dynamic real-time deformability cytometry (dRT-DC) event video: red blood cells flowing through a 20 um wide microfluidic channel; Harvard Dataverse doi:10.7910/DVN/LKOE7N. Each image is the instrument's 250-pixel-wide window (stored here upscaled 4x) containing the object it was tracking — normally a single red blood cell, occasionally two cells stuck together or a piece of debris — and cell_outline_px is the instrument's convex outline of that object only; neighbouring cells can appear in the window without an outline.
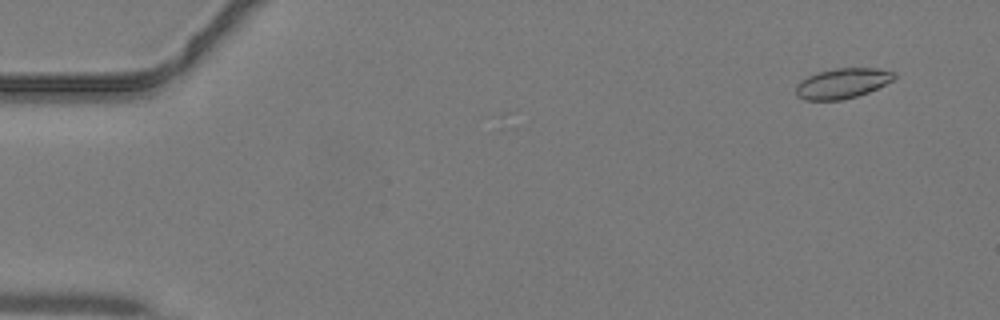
{"species": "common noctule bat (a hibernating species)", "species_latin": "Nyctalus noctula", "temperature_condition": "warm", "stored_images_in_passage": 9, "camera_frame_rate_fps": 3000, "um_per_image_px": 0.085, "animal": {"sex": "male", "body_mass_g": 19.2, "forearm_length_mm": 51.8}, "frame": {"image": 1, "passage_image": 4, "time_ms": 1.0, "image_size_px": [1000, 320], "cell_outline_px": [[896, 76], [892, 80], [868, 92], [856, 96], [840, 100], [804, 100], [796, 96], [796, 84], [800, 80], [816, 72], [836, 68], [876, 68], [896, 72]], "centroid_in_image_um": [71.56, 7.08], "position_along_channel_um": 13.4, "area_um2": 17.28}}